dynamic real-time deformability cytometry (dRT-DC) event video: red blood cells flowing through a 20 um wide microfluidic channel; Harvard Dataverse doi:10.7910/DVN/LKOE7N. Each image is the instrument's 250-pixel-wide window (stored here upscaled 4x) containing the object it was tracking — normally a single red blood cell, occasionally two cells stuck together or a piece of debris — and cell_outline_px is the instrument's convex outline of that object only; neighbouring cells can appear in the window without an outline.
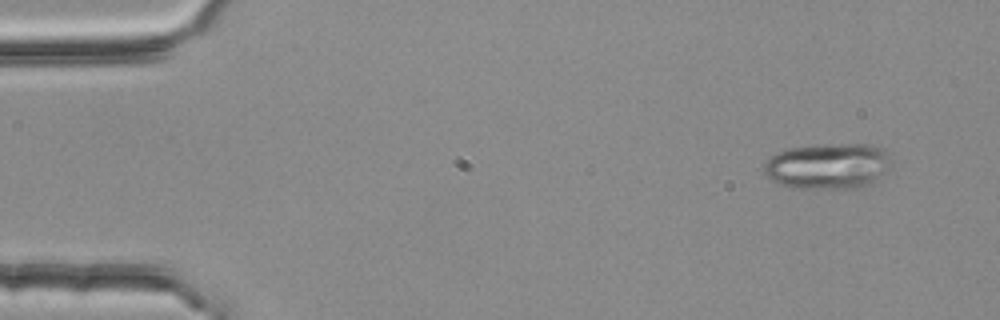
{"species": "common noctule bat (a hibernating species)", "species_latin": "Nyctalus noctula", "temperature_condition": "room temperature", "stored_images_in_passage": 3, "camera_frame_rate_fps": 3000, "um_per_image_px": 0.085, "animal": {"sex": "female", "body_mass_g": 25.1}, "frame": {"image": 1, "passage_image": 1, "time_ms": 0.0, "image_size_px": [1000, 320], "cell_outline_px": [[892, 160], [876, 180], [872, 184], [852, 188], [800, 188], [784, 184], [772, 180], [764, 172], [764, 164], [772, 156], [780, 152], [792, 148], [832, 144], [872, 144], [880, 148]], "centroid_in_image_um": [70.39, 14.11], "position_along_channel_um": 14.6, "area_um2": 33.12}}